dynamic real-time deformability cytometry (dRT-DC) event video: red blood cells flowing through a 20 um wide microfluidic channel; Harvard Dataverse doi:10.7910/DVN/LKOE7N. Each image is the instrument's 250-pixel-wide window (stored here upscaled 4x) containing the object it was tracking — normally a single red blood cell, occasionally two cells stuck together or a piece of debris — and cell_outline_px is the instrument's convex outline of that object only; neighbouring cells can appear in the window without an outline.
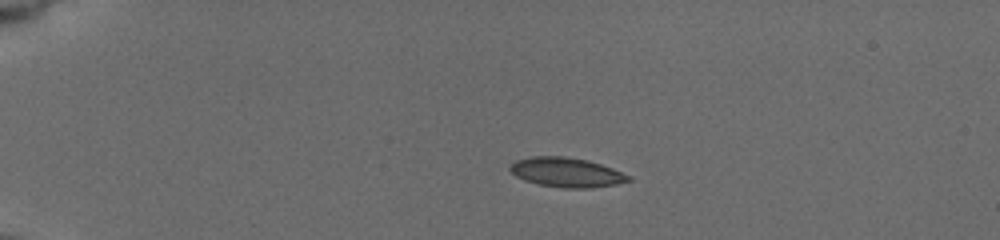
{"species": "common noctule bat (a hibernating species)", "species_latin": "Nyctalus noctula", "temperature_condition": "cold", "stored_images_in_passage": 16, "camera_frame_rate_fps": 3000, "um_per_image_px": 0.085, "animal": {"sex": "female", "body_mass_g": 19.5, "forearm_length_mm": 54.1}, "frame": {"image": 1, "passage_image": 1, "time_ms": 0.0, "image_size_px": [1000, 240], "cell_outline_px": [[632, 180], [616, 184], [588, 188], [564, 188], [540, 184], [524, 180], [516, 176], [508, 168], [516, 160], [532, 156], [564, 156], [588, 160], [612, 168], [632, 176]], "centroid_in_image_um": [48.17, 14.64], "position_along_channel_um": 36.8, "area_um2": 20.29}}
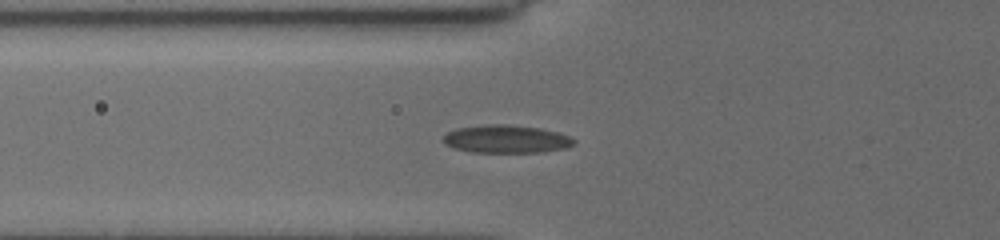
{"frame": {"image": 2, "passage_image": 15, "time_ms": 3.0, "image_size_px": [1000, 240], "cell_outline_px": [[576, 144], [568, 148], [540, 152], [472, 152], [456, 148], [444, 144], [444, 136], [448, 132], [456, 128], [488, 124], [508, 124], [540, 128], [556, 132], [568, 136], [576, 140]], "centroid_in_image_um": [43.06, 11.82], "position_along_channel_um": 82.7, "area_um2": 21.27}}